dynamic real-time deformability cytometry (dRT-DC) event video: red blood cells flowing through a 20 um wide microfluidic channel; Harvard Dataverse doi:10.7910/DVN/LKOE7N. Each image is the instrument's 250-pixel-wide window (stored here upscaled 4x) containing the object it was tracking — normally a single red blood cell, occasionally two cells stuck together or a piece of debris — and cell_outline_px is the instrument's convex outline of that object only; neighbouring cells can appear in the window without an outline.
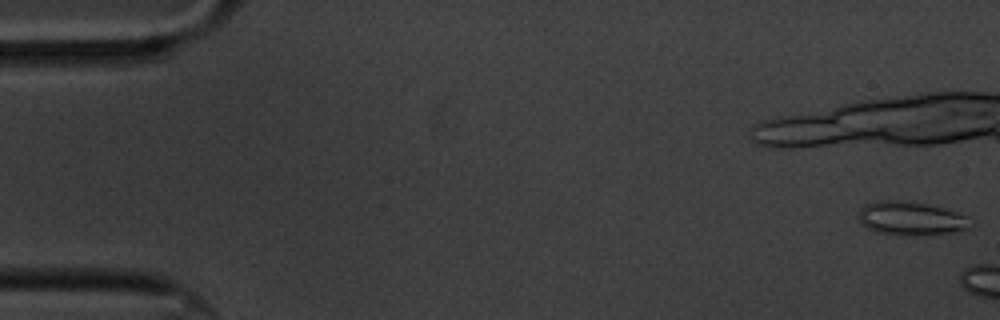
{"species": "common noctule bat (a hibernating species)", "species_latin": "Nyctalus noctula", "temperature_condition": "cold", "stored_images_in_passage": 5, "camera_frame_rate_fps": 3000, "um_per_image_px": 0.085, "animal": {"sex": "male", "body_mass_g": 20.1, "forearm_length_mm": 53.5}, "frame": {"image": 1, "passage_image": 1, "time_ms": 0.0, "image_size_px": [1000, 320], "cell_outline_px": [[968, 228], [956, 232], [924, 236], [896, 236], [876, 232], [868, 228], [856, 216], [860, 208], [864, 204], [876, 200], [896, 200], [928, 204], [944, 208], [956, 212], [964, 216]], "centroid_in_image_um": [77.33, 18.58], "position_along_channel_um": 7.7, "area_um2": 22.14}}